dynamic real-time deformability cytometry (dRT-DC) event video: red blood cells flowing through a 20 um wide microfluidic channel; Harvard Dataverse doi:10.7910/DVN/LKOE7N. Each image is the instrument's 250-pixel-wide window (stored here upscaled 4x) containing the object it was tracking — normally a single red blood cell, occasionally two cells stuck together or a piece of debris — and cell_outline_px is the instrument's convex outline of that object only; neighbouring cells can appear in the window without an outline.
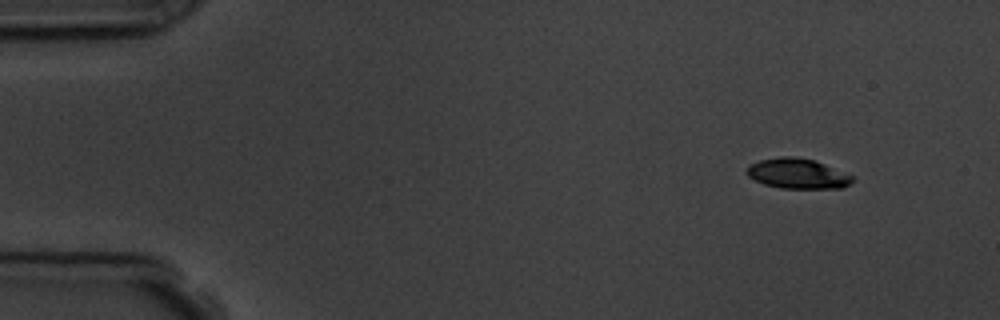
{"species": "common noctule bat (a hibernating species)", "species_latin": "Nyctalus noctula", "temperature_condition": "room temperature", "stored_images_in_passage": 4, "camera_frame_rate_fps": 3000, "um_per_image_px": 0.085, "animal": {"sex": "male", "body_mass_g": 19.5, "forearm_length_mm": 54.6}, "frame": {"image": 1, "passage_image": 1, "time_ms": 0.0, "image_size_px": [1000, 320], "cell_outline_px": [[856, 176], [848, 184], [840, 188], [780, 188], [764, 184], [748, 176], [744, 172], [752, 164], [760, 160], [780, 156], [796, 156], [812, 160], [824, 164]], "centroid_in_image_um": [67.79, 14.75], "position_along_channel_um": 17.2, "area_um2": 18.44}}
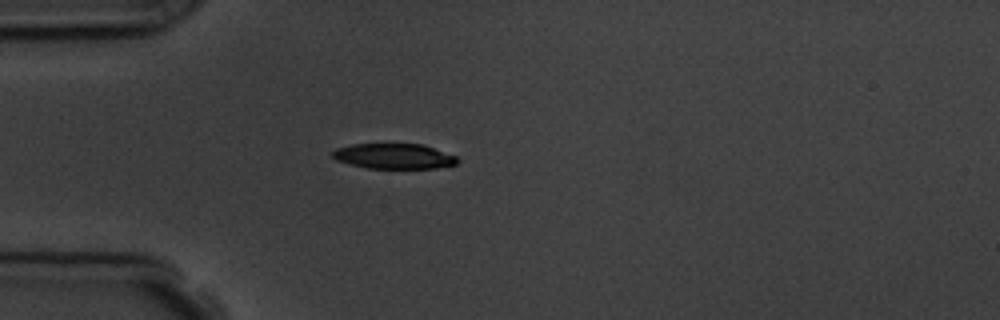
{"frame": {"image": 2, "passage_image": 3, "time_ms": 3.333, "image_size_px": [1000, 320], "cell_outline_px": [[460, 160], [456, 164], [436, 168], [368, 168], [336, 160], [332, 156], [332, 152], [336, 148], [352, 144], [424, 144], [456, 156]], "centroid_in_image_um": [33.51, 13.27], "position_along_channel_um": 51.5, "area_um2": 18.32}}